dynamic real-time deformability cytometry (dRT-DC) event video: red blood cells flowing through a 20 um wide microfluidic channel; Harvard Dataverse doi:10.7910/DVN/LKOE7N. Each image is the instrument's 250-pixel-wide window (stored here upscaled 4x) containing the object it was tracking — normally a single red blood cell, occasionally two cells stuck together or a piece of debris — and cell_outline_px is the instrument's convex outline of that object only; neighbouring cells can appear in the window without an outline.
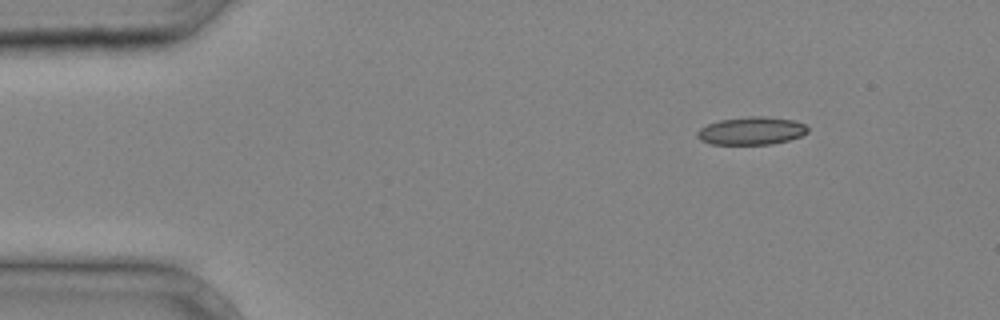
{"species": "common noctule bat (a hibernating species)", "species_latin": "Nyctalus noctula", "temperature_condition": "cold", "stored_images_in_passage": 2, "segment_of_instrument_passage": [2, 2], "camera_frame_rate_fps": 3000, "um_per_image_px": 0.085, "animal": {"sex": "male", "body_mass_g": 20.4}, "frame": {"image": 1, "passage_image": 2, "time_ms": 0.333, "image_size_px": [1000, 320], "cell_outline_px": [[808, 132], [800, 136], [788, 140], [772, 144], [712, 144], [700, 140], [696, 136], [696, 132], [700, 128], [708, 124], [720, 120], [748, 116], [764, 116], [792, 120], [804, 124], [808, 128]], "centroid_in_image_um": [63.85, 11.12], "position_along_channel_um": 21.2, "area_um2": 17.86}}